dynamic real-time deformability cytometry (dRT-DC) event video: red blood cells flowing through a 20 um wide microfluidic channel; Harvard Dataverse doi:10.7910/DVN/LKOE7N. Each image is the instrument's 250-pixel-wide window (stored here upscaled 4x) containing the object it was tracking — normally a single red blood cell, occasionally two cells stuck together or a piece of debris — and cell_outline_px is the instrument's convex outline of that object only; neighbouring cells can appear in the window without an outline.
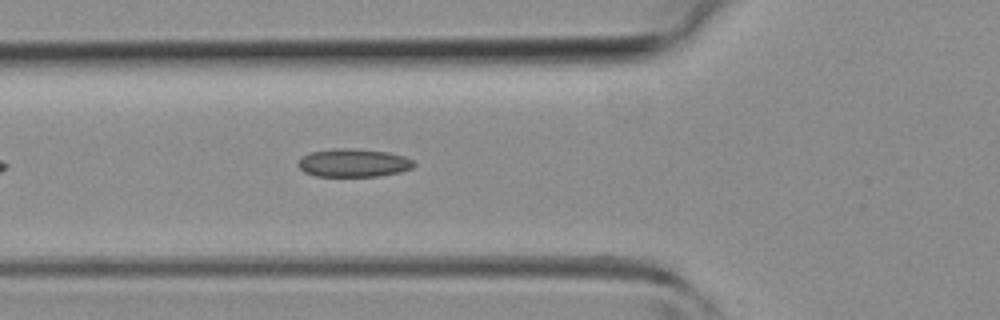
{"species": "common noctule bat (a hibernating species)", "species_latin": "Nyctalus noctula", "temperature_condition": "room temperature", "stored_images_in_passage": 10, "camera_frame_rate_fps": 3000, "um_per_image_px": 0.085, "animal": {"sex": "female", "body_mass_g": 19.3, "forearm_length_mm": 54.1}, "frame": {"image": 1, "passage_image": 4, "time_ms": 1.0, "image_size_px": [1000, 320], "cell_outline_px": [[416, 164], [412, 168], [400, 172], [380, 176], [316, 176], [304, 172], [296, 164], [304, 156], [312, 152], [332, 148], [348, 148], [388, 152], [404, 156], [412, 160]], "centroid_in_image_um": [30.06, 13.85], "position_along_channel_um": 95.7, "area_um2": 18.96}}
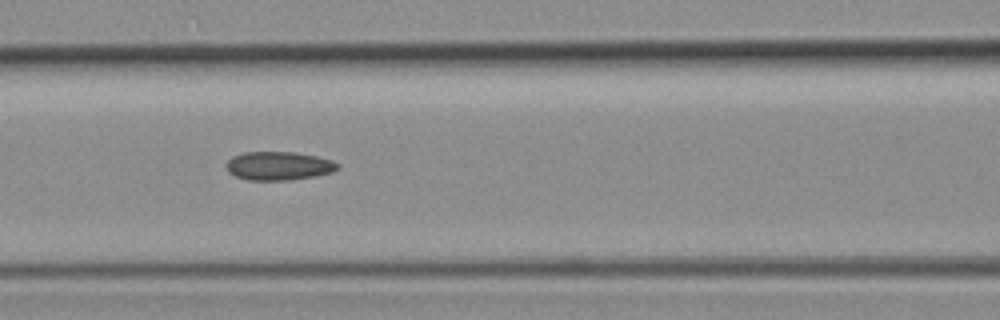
{"frame": {"image": 2, "passage_image": 7, "time_ms": 2.0, "image_size_px": [1000, 320], "cell_outline_px": [[340, 168], [332, 172], [316, 176], [288, 180], [248, 180], [236, 176], [228, 172], [228, 160], [232, 156], [244, 152], [296, 152], [316, 156], [332, 160], [340, 164]], "centroid_in_image_um": [23.73, 14.09], "position_along_channel_um": 142.9, "area_um2": 18.55}}